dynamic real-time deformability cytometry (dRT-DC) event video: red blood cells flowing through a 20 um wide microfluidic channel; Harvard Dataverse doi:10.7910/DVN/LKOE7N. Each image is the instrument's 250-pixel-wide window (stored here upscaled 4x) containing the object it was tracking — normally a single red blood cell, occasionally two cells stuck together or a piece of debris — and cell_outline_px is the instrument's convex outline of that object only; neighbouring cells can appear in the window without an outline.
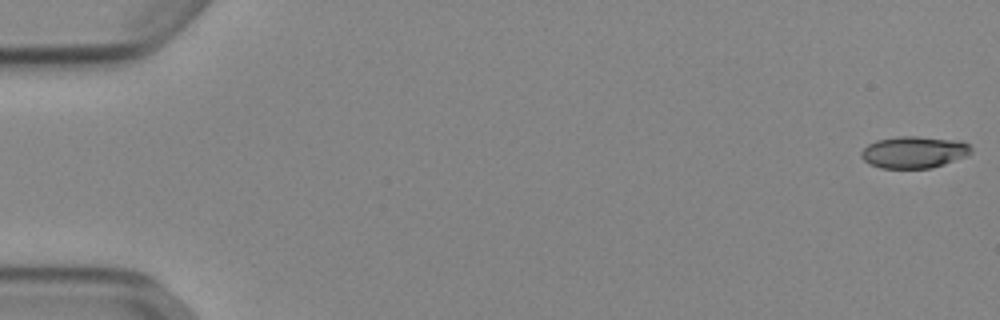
{"species": "Egyptian fruit bat (a non-hibernating species)", "species_latin": "Rousettus aegyptiacus", "temperature_condition": "cold", "stored_images_in_passage": 7, "camera_frame_rate_fps": 3000, "um_per_image_px": 0.085, "animal": {"sex": "female"}, "frame": {"image": 1, "passage_image": 1, "time_ms": 0.0, "image_size_px": [1000, 320], "cell_outline_px": [[972, 152], [968, 156], [932, 168], [880, 168], [868, 164], [860, 156], [860, 152], [868, 144], [876, 140], [900, 136], [916, 136], [960, 140], [968, 144], [972, 148]], "centroid_in_image_um": [77.69, 12.93], "position_along_channel_um": 7.3, "area_um2": 20.63}}